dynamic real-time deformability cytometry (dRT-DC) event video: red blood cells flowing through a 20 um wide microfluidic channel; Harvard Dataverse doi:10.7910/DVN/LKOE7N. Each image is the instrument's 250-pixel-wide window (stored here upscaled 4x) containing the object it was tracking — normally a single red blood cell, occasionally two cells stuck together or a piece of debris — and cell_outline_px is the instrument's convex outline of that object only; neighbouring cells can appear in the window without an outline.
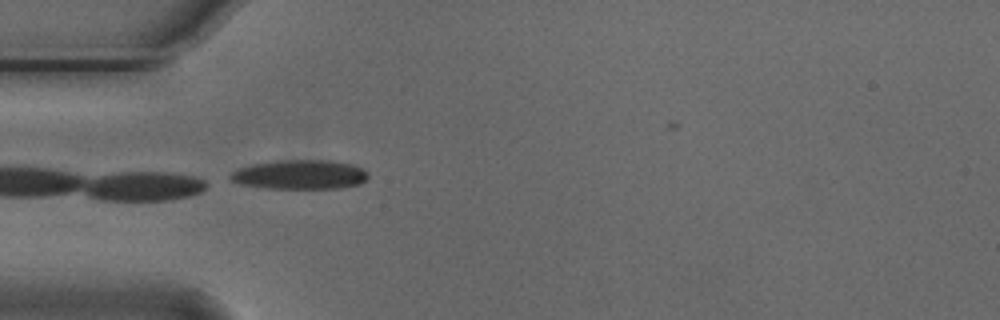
{"species": "Egyptian fruit bat (a non-hibernating species)", "species_latin": "Rousettus aegyptiacus", "temperature_condition": "cold", "stored_images_in_passage": 24, "camera_frame_rate_fps": 3000, "um_per_image_px": 0.085, "animal": {"sex": "male"}, "frame": {"image": 1, "passage_image": 1, "time_ms": 0.0, "image_size_px": [1000, 320], "cell_outline_px": [[368, 176], [360, 184], [340, 188], [264, 188], [240, 184], [232, 180], [228, 176], [232, 172], [240, 168], [252, 164], [288, 160], [332, 160], [352, 164], [368, 172]], "centroid_in_image_um": [25.51, 14.84], "position_along_channel_um": 59.5, "area_um2": 23.35}}